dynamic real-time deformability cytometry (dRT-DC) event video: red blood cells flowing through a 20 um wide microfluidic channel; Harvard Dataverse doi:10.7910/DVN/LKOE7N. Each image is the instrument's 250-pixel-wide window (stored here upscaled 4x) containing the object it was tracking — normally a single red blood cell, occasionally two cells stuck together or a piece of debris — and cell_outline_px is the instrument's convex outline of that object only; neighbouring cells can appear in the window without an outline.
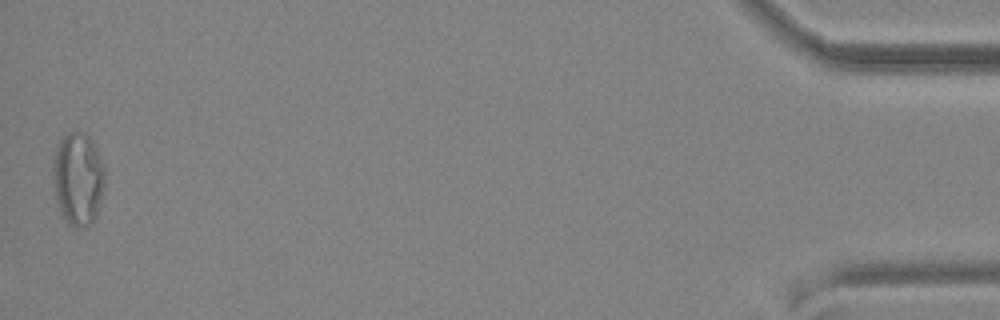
{"species": "common noctule bat (a hibernating species)", "species_latin": "Nyctalus noctula", "temperature_condition": "cold", "stored_images_in_passage": 18, "camera_frame_rate_fps": 3000, "um_per_image_px": 0.085, "animal": {"sex": "male", "body_mass_g": 19.2, "forearm_length_mm": 51.8}, "frame": {"image": 1, "passage_image": 18, "time_ms": 21.0, "image_size_px": [1000, 320], "cell_outline_px": [[104, 184], [96, 216], [88, 224], [80, 228], [76, 228], [68, 224], [60, 212], [56, 200], [52, 172], [52, 164], [56, 148], [60, 140], [68, 132], [84, 132], [92, 140], [96, 148], [104, 168]], "centroid_in_image_um": [6.61, 15.19], "position_along_channel_um": 428.6, "area_um2": 27.98}}